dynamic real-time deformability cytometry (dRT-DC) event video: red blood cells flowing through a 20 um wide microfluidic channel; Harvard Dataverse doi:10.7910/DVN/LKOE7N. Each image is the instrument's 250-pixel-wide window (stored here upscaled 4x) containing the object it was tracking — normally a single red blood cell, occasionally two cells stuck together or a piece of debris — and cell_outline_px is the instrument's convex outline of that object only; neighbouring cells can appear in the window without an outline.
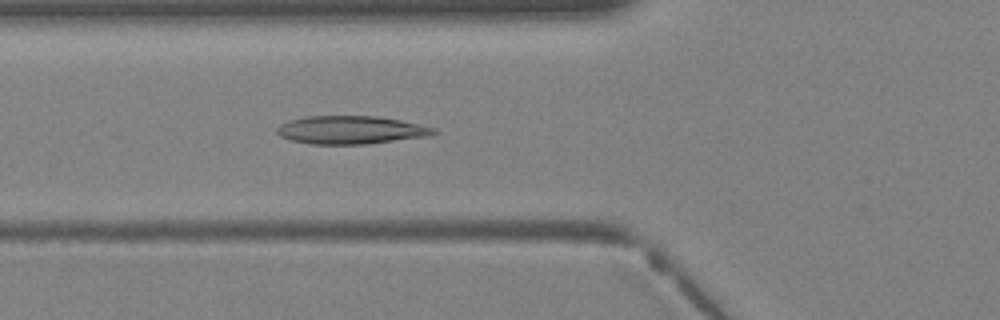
{"species": "Egyptian fruit bat (a non-hibernating species)", "species_latin": "Rousettus aegyptiacus", "temperature_condition": "warm", "stored_images_in_passage": 39, "camera_frame_rate_fps": 3000, "um_per_image_px": 0.085, "animal": {"sex": "female"}, "frame": {"image": 1, "passage_image": 15, "time_ms": 4.667, "image_size_px": [1000, 320], "cell_outline_px": [[440, 132], [428, 136], [364, 144], [308, 144], [292, 140], [280, 136], [276, 132], [276, 128], [280, 124], [288, 120], [308, 116], [376, 116], [400, 120], [436, 128]], "centroid_in_image_um": [29.8, 11.04], "position_along_channel_um": 96.0, "area_um2": 25.66}}
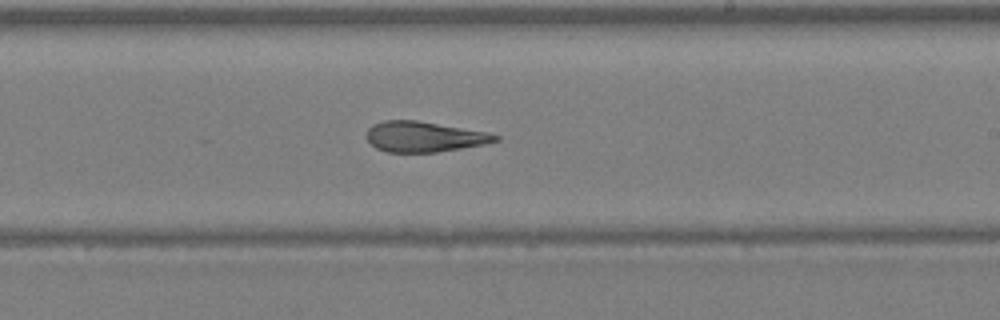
{"frame": {"image": 2, "passage_image": 24, "time_ms": 7.667, "image_size_px": [1000, 320], "cell_outline_px": [[500, 140], [484, 144], [436, 152], [388, 152], [376, 148], [368, 140], [368, 128], [372, 124], [384, 120], [416, 120], [488, 132], [500, 136]], "centroid_in_image_um": [36.06, 11.61], "position_along_channel_um": 252.9, "area_um2": 22.66}}
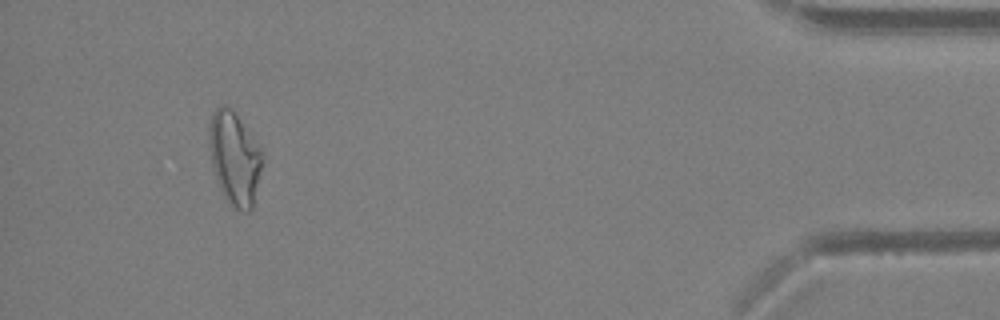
{"frame": {"image": 3, "passage_image": 37, "time_ms": 12.0, "image_size_px": [1000, 320], "cell_outline_px": [[264, 160], [252, 208], [248, 212], [244, 212], [232, 208], [224, 200], [216, 180], [208, 148], [208, 128], [212, 112], [220, 104], [224, 104], [232, 108], [260, 148], [264, 156]], "centroid_in_image_um": [19.91, 13.47], "position_along_channel_um": 415.3, "area_um2": 29.48}}